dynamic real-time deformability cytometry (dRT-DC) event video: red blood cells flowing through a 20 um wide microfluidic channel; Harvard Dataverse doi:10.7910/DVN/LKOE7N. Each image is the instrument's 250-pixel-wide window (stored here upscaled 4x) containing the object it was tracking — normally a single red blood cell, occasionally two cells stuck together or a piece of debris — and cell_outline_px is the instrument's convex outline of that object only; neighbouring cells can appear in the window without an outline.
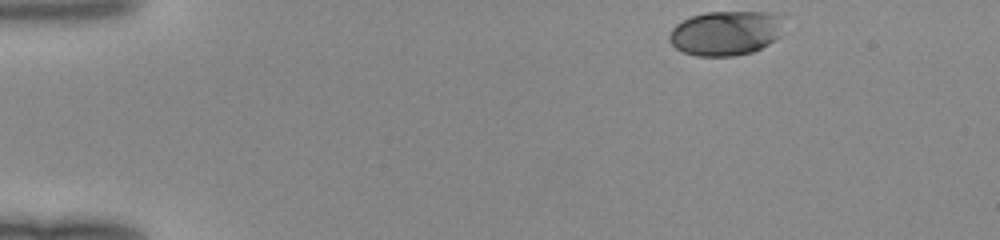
{"species": "human", "species_latin": "Homo sapiens", "temperature_condition": "room temperature", "stored_images_in_passage": 44, "camera_frame_rate_fps": 3000, "um_per_image_px": 0.085, "donor": {"sex": "female"}, "frame": {"image": 1, "passage_image": 1, "time_ms": 0.0, "image_size_px": [1000, 240], "cell_outline_px": [[784, 16], [780, 36], [776, 40], [752, 52], [732, 56], [696, 56], [684, 52], [676, 48], [668, 40], [668, 36], [672, 28], [676, 24], [692, 16], [704, 12], [768, 12]], "centroid_in_image_um": [61.7, 2.8], "position_along_channel_um": 23.3, "area_um2": 29.94}}
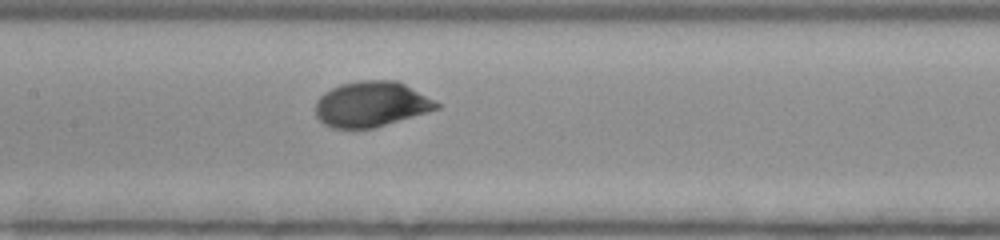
{"frame": {"image": 2, "passage_image": 19, "time_ms": 6.0, "image_size_px": [1000, 240], "cell_outline_px": [[440, 108], [372, 128], [332, 128], [324, 124], [316, 116], [316, 100], [324, 92], [340, 84], [360, 80], [396, 80], [404, 84], [440, 104]], "centroid_in_image_um": [31.51, 8.85], "position_along_channel_um": 175.9, "area_um2": 31.62}}
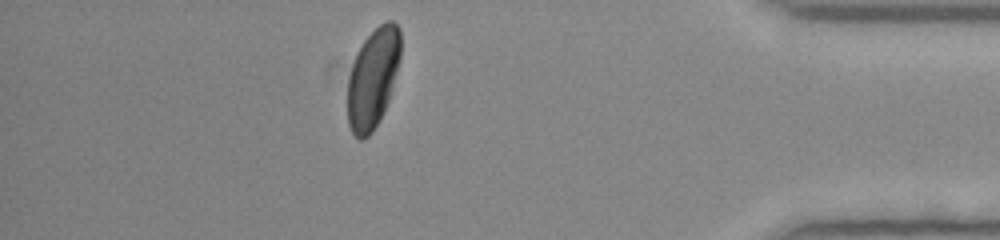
{"frame": {"image": 3, "passage_image": 38, "time_ms": 12.333, "image_size_px": [1000, 240], "cell_outline_px": [[400, 60], [388, 100], [372, 132], [368, 136], [360, 140], [352, 132], [348, 124], [348, 76], [356, 52], [364, 40], [380, 24], [388, 20], [392, 20], [400, 28]], "centroid_in_image_um": [31.69, 6.61], "position_along_channel_um": 403.5, "area_um2": 30.46}}